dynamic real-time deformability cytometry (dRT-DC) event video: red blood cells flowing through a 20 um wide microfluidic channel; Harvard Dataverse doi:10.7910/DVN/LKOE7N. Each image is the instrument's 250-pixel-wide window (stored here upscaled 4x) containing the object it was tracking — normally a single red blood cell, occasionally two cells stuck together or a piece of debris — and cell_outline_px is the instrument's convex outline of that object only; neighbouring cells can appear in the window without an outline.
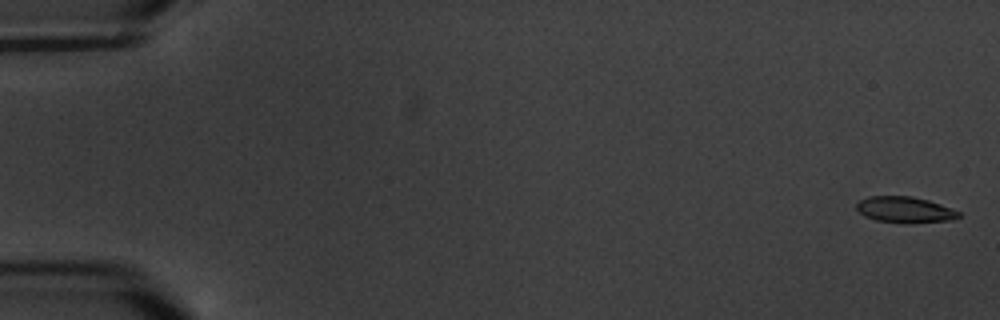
{"species": "common noctule bat (a hibernating species)", "species_latin": "Nyctalus noctula", "temperature_condition": "warm", "stored_images_in_passage": 5, "segment_of_instrument_passage": [2, 2], "camera_frame_rate_fps": 3000, "um_per_image_px": 0.085, "animal": {"sex": "male", "body_mass_g": 20.1, "forearm_length_mm": 53.5}, "frame": {"image": 1, "passage_image": 5, "time_ms": 5.333, "image_size_px": [1000, 320], "cell_outline_px": [[960, 216], [952, 220], [912, 224], [904, 224], [876, 220], [864, 216], [856, 208], [856, 204], [860, 200], [868, 196], [912, 196], [928, 200], [940, 204], [960, 212]], "centroid_in_image_um": [76.91, 17.84], "position_along_channel_um": 8.1, "area_um2": 15.72}}